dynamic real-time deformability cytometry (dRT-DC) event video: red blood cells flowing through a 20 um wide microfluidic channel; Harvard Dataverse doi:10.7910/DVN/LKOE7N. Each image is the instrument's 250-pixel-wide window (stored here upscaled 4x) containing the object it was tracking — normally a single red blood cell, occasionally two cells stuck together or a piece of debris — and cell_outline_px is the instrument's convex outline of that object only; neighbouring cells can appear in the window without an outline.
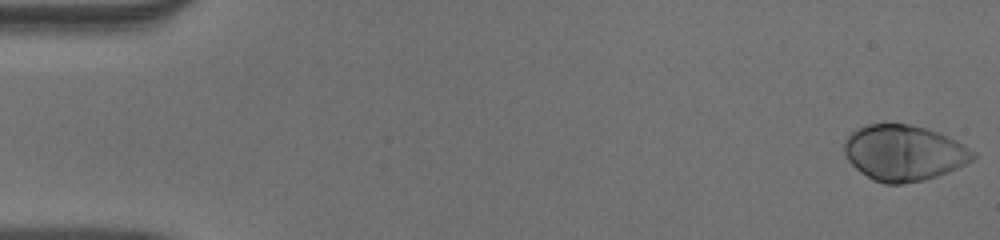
{"species": "human", "species_latin": "Homo sapiens", "temperature_condition": "warm", "stored_images_in_passage": 52, "camera_frame_rate_fps": 3000, "um_per_image_px": 0.085, "donor": {"sex": "male"}, "frame": {"image": 1, "passage_image": 1, "time_ms": 0.0, "image_size_px": [1000, 240], "cell_outline_px": [[976, 156], [972, 160], [948, 172], [924, 180], [904, 184], [884, 184], [860, 172], [844, 156], [844, 140], [856, 128], [868, 124], [908, 124], [924, 128], [948, 136], [956, 140], [976, 152]], "centroid_in_image_um": [76.81, 12.99], "position_along_channel_um": 8.2, "area_um2": 41.67}}
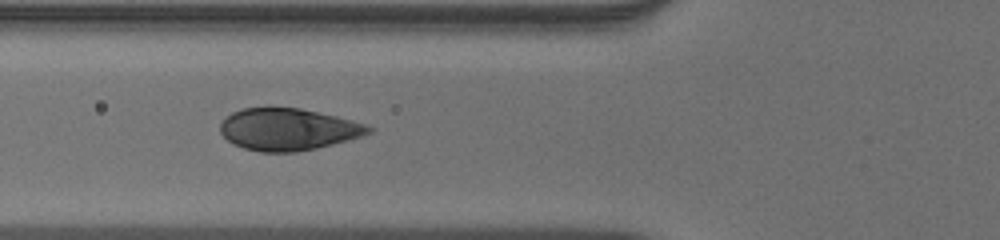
{"frame": {"image": 2, "passage_image": 20, "time_ms": 6.333, "image_size_px": [1000, 240], "cell_outline_px": [[376, 128], [372, 132], [348, 140], [316, 148], [296, 152], [260, 152], [244, 148], [232, 144], [220, 132], [220, 124], [232, 112], [240, 108], [300, 108], [336, 116], [368, 124]], "centroid_in_image_um": [24.51, 11.0], "position_along_channel_um": 101.3, "area_um2": 36.24}}
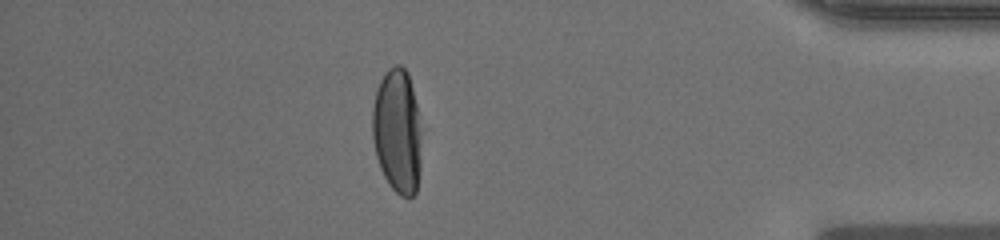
{"frame": {"image": 3, "passage_image": 46, "time_ms": 15.0, "image_size_px": [1000, 240], "cell_outline_px": [[420, 164], [416, 192], [408, 200], [400, 196], [388, 184], [380, 168], [376, 156], [372, 136], [372, 108], [376, 92], [380, 80], [388, 68], [396, 64], [400, 64], [408, 72], [416, 104], [420, 132]], "centroid_in_image_um": [33.75, 11.17], "position_along_channel_um": 401.4, "area_um2": 35.72}, "authors_computed_cell_mechanics": {"area_um2": 39.6797, "velocity_mm_per_s": 3.8993, "shape_relaxation_time_tau1_ms": 2.8211, "shape_relaxation_time_tau2_ms": null, "deformation_change_tau1": 0.19, "deformation_change_tau2": null}}